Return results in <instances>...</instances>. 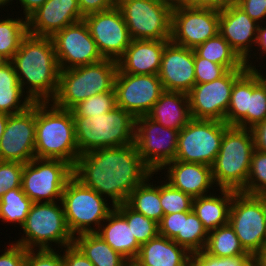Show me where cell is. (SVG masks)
<instances>
[{
  "mask_svg": "<svg viewBox=\"0 0 266 266\" xmlns=\"http://www.w3.org/2000/svg\"><path fill=\"white\" fill-rule=\"evenodd\" d=\"M3 250H0V266H24L27 253L24 247L9 242Z\"/></svg>",
  "mask_w": 266,
  "mask_h": 266,
  "instance_id": "obj_46",
  "label": "cell"
},
{
  "mask_svg": "<svg viewBox=\"0 0 266 266\" xmlns=\"http://www.w3.org/2000/svg\"><path fill=\"white\" fill-rule=\"evenodd\" d=\"M254 149L250 129L229 126L224 132L220 150L212 165L215 186L241 192L247 183Z\"/></svg>",
  "mask_w": 266,
  "mask_h": 266,
  "instance_id": "obj_6",
  "label": "cell"
},
{
  "mask_svg": "<svg viewBox=\"0 0 266 266\" xmlns=\"http://www.w3.org/2000/svg\"><path fill=\"white\" fill-rule=\"evenodd\" d=\"M117 71L118 62L110 59L60 70L57 93L51 102L59 108L71 110L91 96L114 91Z\"/></svg>",
  "mask_w": 266,
  "mask_h": 266,
  "instance_id": "obj_5",
  "label": "cell"
},
{
  "mask_svg": "<svg viewBox=\"0 0 266 266\" xmlns=\"http://www.w3.org/2000/svg\"><path fill=\"white\" fill-rule=\"evenodd\" d=\"M266 119V91L255 74L247 69L232 87L225 117L229 126L251 129Z\"/></svg>",
  "mask_w": 266,
  "mask_h": 266,
  "instance_id": "obj_14",
  "label": "cell"
},
{
  "mask_svg": "<svg viewBox=\"0 0 266 266\" xmlns=\"http://www.w3.org/2000/svg\"><path fill=\"white\" fill-rule=\"evenodd\" d=\"M254 257L251 254H240L234 257H215L205 250L191 253L190 266H248Z\"/></svg>",
  "mask_w": 266,
  "mask_h": 266,
  "instance_id": "obj_42",
  "label": "cell"
},
{
  "mask_svg": "<svg viewBox=\"0 0 266 266\" xmlns=\"http://www.w3.org/2000/svg\"><path fill=\"white\" fill-rule=\"evenodd\" d=\"M255 51H253V53H251V55L244 61L245 62V66L249 69L250 67L254 66L256 64V61L258 62V59L260 61V59L262 61H260L261 63L263 61H265L264 59H266V24L265 23H260L258 25V29H257V36H256V43H255ZM257 50V51H256ZM260 51V52H259ZM257 52V53H255ZM257 54V55H256ZM259 54V55H258ZM253 58H252V57ZM256 56V57H255ZM259 56V57H257ZM264 56V57H263ZM255 57V58H254ZM264 58V59H263ZM250 59H256L253 60L255 62H253ZM250 61V62H249ZM253 62V63H252Z\"/></svg>",
  "mask_w": 266,
  "mask_h": 266,
  "instance_id": "obj_49",
  "label": "cell"
},
{
  "mask_svg": "<svg viewBox=\"0 0 266 266\" xmlns=\"http://www.w3.org/2000/svg\"><path fill=\"white\" fill-rule=\"evenodd\" d=\"M64 266H94V264L74 245L61 249Z\"/></svg>",
  "mask_w": 266,
  "mask_h": 266,
  "instance_id": "obj_50",
  "label": "cell"
},
{
  "mask_svg": "<svg viewBox=\"0 0 266 266\" xmlns=\"http://www.w3.org/2000/svg\"><path fill=\"white\" fill-rule=\"evenodd\" d=\"M179 130L162 126L147 115L136 118L135 144L144 164L158 172L175 160Z\"/></svg>",
  "mask_w": 266,
  "mask_h": 266,
  "instance_id": "obj_15",
  "label": "cell"
},
{
  "mask_svg": "<svg viewBox=\"0 0 266 266\" xmlns=\"http://www.w3.org/2000/svg\"><path fill=\"white\" fill-rule=\"evenodd\" d=\"M255 150L266 153V119L259 122L251 129Z\"/></svg>",
  "mask_w": 266,
  "mask_h": 266,
  "instance_id": "obj_52",
  "label": "cell"
},
{
  "mask_svg": "<svg viewBox=\"0 0 266 266\" xmlns=\"http://www.w3.org/2000/svg\"><path fill=\"white\" fill-rule=\"evenodd\" d=\"M182 212L163 215L158 223L159 235L174 239L181 232Z\"/></svg>",
  "mask_w": 266,
  "mask_h": 266,
  "instance_id": "obj_48",
  "label": "cell"
},
{
  "mask_svg": "<svg viewBox=\"0 0 266 266\" xmlns=\"http://www.w3.org/2000/svg\"><path fill=\"white\" fill-rule=\"evenodd\" d=\"M236 0H188L186 3L199 8L223 10L235 4Z\"/></svg>",
  "mask_w": 266,
  "mask_h": 266,
  "instance_id": "obj_53",
  "label": "cell"
},
{
  "mask_svg": "<svg viewBox=\"0 0 266 266\" xmlns=\"http://www.w3.org/2000/svg\"><path fill=\"white\" fill-rule=\"evenodd\" d=\"M169 40H131L123 56L117 61L122 73L158 75L165 44Z\"/></svg>",
  "mask_w": 266,
  "mask_h": 266,
  "instance_id": "obj_25",
  "label": "cell"
},
{
  "mask_svg": "<svg viewBox=\"0 0 266 266\" xmlns=\"http://www.w3.org/2000/svg\"><path fill=\"white\" fill-rule=\"evenodd\" d=\"M131 40H170L173 0H118Z\"/></svg>",
  "mask_w": 266,
  "mask_h": 266,
  "instance_id": "obj_9",
  "label": "cell"
},
{
  "mask_svg": "<svg viewBox=\"0 0 266 266\" xmlns=\"http://www.w3.org/2000/svg\"><path fill=\"white\" fill-rule=\"evenodd\" d=\"M258 25L236 4L220 10L219 33L243 61L255 49Z\"/></svg>",
  "mask_w": 266,
  "mask_h": 266,
  "instance_id": "obj_24",
  "label": "cell"
},
{
  "mask_svg": "<svg viewBox=\"0 0 266 266\" xmlns=\"http://www.w3.org/2000/svg\"><path fill=\"white\" fill-rule=\"evenodd\" d=\"M259 266H266V246L254 257Z\"/></svg>",
  "mask_w": 266,
  "mask_h": 266,
  "instance_id": "obj_56",
  "label": "cell"
},
{
  "mask_svg": "<svg viewBox=\"0 0 266 266\" xmlns=\"http://www.w3.org/2000/svg\"><path fill=\"white\" fill-rule=\"evenodd\" d=\"M95 233L130 263L137 258L141 245L137 242L126 219L115 208Z\"/></svg>",
  "mask_w": 266,
  "mask_h": 266,
  "instance_id": "obj_27",
  "label": "cell"
},
{
  "mask_svg": "<svg viewBox=\"0 0 266 266\" xmlns=\"http://www.w3.org/2000/svg\"><path fill=\"white\" fill-rule=\"evenodd\" d=\"M158 172L164 173V177ZM158 172L157 174L162 179H166L165 181L171 186L192 198L208 195L213 193L214 189H218L215 188L213 181L212 166L205 164L173 160L165 164Z\"/></svg>",
  "mask_w": 266,
  "mask_h": 266,
  "instance_id": "obj_23",
  "label": "cell"
},
{
  "mask_svg": "<svg viewBox=\"0 0 266 266\" xmlns=\"http://www.w3.org/2000/svg\"><path fill=\"white\" fill-rule=\"evenodd\" d=\"M154 175L157 173L152 172L131 192L126 204L134 211L159 223L164 212L160 204V181H155V184L151 181L155 180Z\"/></svg>",
  "mask_w": 266,
  "mask_h": 266,
  "instance_id": "obj_32",
  "label": "cell"
},
{
  "mask_svg": "<svg viewBox=\"0 0 266 266\" xmlns=\"http://www.w3.org/2000/svg\"><path fill=\"white\" fill-rule=\"evenodd\" d=\"M228 223L244 250L255 257L266 246L265 194L236 192L231 201Z\"/></svg>",
  "mask_w": 266,
  "mask_h": 266,
  "instance_id": "obj_11",
  "label": "cell"
},
{
  "mask_svg": "<svg viewBox=\"0 0 266 266\" xmlns=\"http://www.w3.org/2000/svg\"><path fill=\"white\" fill-rule=\"evenodd\" d=\"M116 104L135 118L146 116L164 91L158 75L122 73L115 78Z\"/></svg>",
  "mask_w": 266,
  "mask_h": 266,
  "instance_id": "obj_19",
  "label": "cell"
},
{
  "mask_svg": "<svg viewBox=\"0 0 266 266\" xmlns=\"http://www.w3.org/2000/svg\"><path fill=\"white\" fill-rule=\"evenodd\" d=\"M10 62L23 92L32 102H51L54 99L60 67L51 37L27 34Z\"/></svg>",
  "mask_w": 266,
  "mask_h": 266,
  "instance_id": "obj_2",
  "label": "cell"
},
{
  "mask_svg": "<svg viewBox=\"0 0 266 266\" xmlns=\"http://www.w3.org/2000/svg\"><path fill=\"white\" fill-rule=\"evenodd\" d=\"M20 229L23 230L21 238L13 242L26 250L62 249L74 240L61 201L32 203Z\"/></svg>",
  "mask_w": 266,
  "mask_h": 266,
  "instance_id": "obj_7",
  "label": "cell"
},
{
  "mask_svg": "<svg viewBox=\"0 0 266 266\" xmlns=\"http://www.w3.org/2000/svg\"><path fill=\"white\" fill-rule=\"evenodd\" d=\"M24 266H64L63 254L61 249L27 250Z\"/></svg>",
  "mask_w": 266,
  "mask_h": 266,
  "instance_id": "obj_45",
  "label": "cell"
},
{
  "mask_svg": "<svg viewBox=\"0 0 266 266\" xmlns=\"http://www.w3.org/2000/svg\"><path fill=\"white\" fill-rule=\"evenodd\" d=\"M201 58L225 66L228 70H247L245 62L218 33L194 49Z\"/></svg>",
  "mask_w": 266,
  "mask_h": 266,
  "instance_id": "obj_33",
  "label": "cell"
},
{
  "mask_svg": "<svg viewBox=\"0 0 266 266\" xmlns=\"http://www.w3.org/2000/svg\"><path fill=\"white\" fill-rule=\"evenodd\" d=\"M235 4L258 24L266 23V0H236Z\"/></svg>",
  "mask_w": 266,
  "mask_h": 266,
  "instance_id": "obj_47",
  "label": "cell"
},
{
  "mask_svg": "<svg viewBox=\"0 0 266 266\" xmlns=\"http://www.w3.org/2000/svg\"><path fill=\"white\" fill-rule=\"evenodd\" d=\"M61 202L73 236L96 232L114 209L107 198L85 186L74 175L66 183Z\"/></svg>",
  "mask_w": 266,
  "mask_h": 266,
  "instance_id": "obj_8",
  "label": "cell"
},
{
  "mask_svg": "<svg viewBox=\"0 0 266 266\" xmlns=\"http://www.w3.org/2000/svg\"><path fill=\"white\" fill-rule=\"evenodd\" d=\"M32 203L22 188L8 190L0 199V221L21 227Z\"/></svg>",
  "mask_w": 266,
  "mask_h": 266,
  "instance_id": "obj_35",
  "label": "cell"
},
{
  "mask_svg": "<svg viewBox=\"0 0 266 266\" xmlns=\"http://www.w3.org/2000/svg\"><path fill=\"white\" fill-rule=\"evenodd\" d=\"M118 0H78L81 15H87L108 10L117 5Z\"/></svg>",
  "mask_w": 266,
  "mask_h": 266,
  "instance_id": "obj_51",
  "label": "cell"
},
{
  "mask_svg": "<svg viewBox=\"0 0 266 266\" xmlns=\"http://www.w3.org/2000/svg\"><path fill=\"white\" fill-rule=\"evenodd\" d=\"M133 266H190L191 253L172 239L158 235L140 247Z\"/></svg>",
  "mask_w": 266,
  "mask_h": 266,
  "instance_id": "obj_26",
  "label": "cell"
},
{
  "mask_svg": "<svg viewBox=\"0 0 266 266\" xmlns=\"http://www.w3.org/2000/svg\"><path fill=\"white\" fill-rule=\"evenodd\" d=\"M241 192L249 195L266 194V153L254 149L247 183Z\"/></svg>",
  "mask_w": 266,
  "mask_h": 266,
  "instance_id": "obj_41",
  "label": "cell"
},
{
  "mask_svg": "<svg viewBox=\"0 0 266 266\" xmlns=\"http://www.w3.org/2000/svg\"><path fill=\"white\" fill-rule=\"evenodd\" d=\"M51 39L60 70L85 66L104 59L84 20L68 25Z\"/></svg>",
  "mask_w": 266,
  "mask_h": 266,
  "instance_id": "obj_18",
  "label": "cell"
},
{
  "mask_svg": "<svg viewBox=\"0 0 266 266\" xmlns=\"http://www.w3.org/2000/svg\"><path fill=\"white\" fill-rule=\"evenodd\" d=\"M207 240L208 233L193 210L182 212L181 232L173 241L185 247L190 253H194L204 250Z\"/></svg>",
  "mask_w": 266,
  "mask_h": 266,
  "instance_id": "obj_37",
  "label": "cell"
},
{
  "mask_svg": "<svg viewBox=\"0 0 266 266\" xmlns=\"http://www.w3.org/2000/svg\"><path fill=\"white\" fill-rule=\"evenodd\" d=\"M0 19V54L10 61L19 49L22 39L28 34L27 19L20 15Z\"/></svg>",
  "mask_w": 266,
  "mask_h": 266,
  "instance_id": "obj_36",
  "label": "cell"
},
{
  "mask_svg": "<svg viewBox=\"0 0 266 266\" xmlns=\"http://www.w3.org/2000/svg\"><path fill=\"white\" fill-rule=\"evenodd\" d=\"M196 84L212 82L224 76L229 70L220 64L199 57L194 52Z\"/></svg>",
  "mask_w": 266,
  "mask_h": 266,
  "instance_id": "obj_44",
  "label": "cell"
},
{
  "mask_svg": "<svg viewBox=\"0 0 266 266\" xmlns=\"http://www.w3.org/2000/svg\"><path fill=\"white\" fill-rule=\"evenodd\" d=\"M35 157L61 159L73 167L80 156L71 110L36 102Z\"/></svg>",
  "mask_w": 266,
  "mask_h": 266,
  "instance_id": "obj_3",
  "label": "cell"
},
{
  "mask_svg": "<svg viewBox=\"0 0 266 266\" xmlns=\"http://www.w3.org/2000/svg\"><path fill=\"white\" fill-rule=\"evenodd\" d=\"M24 163L0 161V199L8 191L21 188Z\"/></svg>",
  "mask_w": 266,
  "mask_h": 266,
  "instance_id": "obj_43",
  "label": "cell"
},
{
  "mask_svg": "<svg viewBox=\"0 0 266 266\" xmlns=\"http://www.w3.org/2000/svg\"><path fill=\"white\" fill-rule=\"evenodd\" d=\"M81 20L78 0H47L27 18V31L33 36L52 37Z\"/></svg>",
  "mask_w": 266,
  "mask_h": 266,
  "instance_id": "obj_22",
  "label": "cell"
},
{
  "mask_svg": "<svg viewBox=\"0 0 266 266\" xmlns=\"http://www.w3.org/2000/svg\"><path fill=\"white\" fill-rule=\"evenodd\" d=\"M33 102L23 92L10 61L0 67V112L8 115L26 110Z\"/></svg>",
  "mask_w": 266,
  "mask_h": 266,
  "instance_id": "obj_30",
  "label": "cell"
},
{
  "mask_svg": "<svg viewBox=\"0 0 266 266\" xmlns=\"http://www.w3.org/2000/svg\"><path fill=\"white\" fill-rule=\"evenodd\" d=\"M246 70H229L212 82L195 84L187 93L193 119L225 122L234 82Z\"/></svg>",
  "mask_w": 266,
  "mask_h": 266,
  "instance_id": "obj_16",
  "label": "cell"
},
{
  "mask_svg": "<svg viewBox=\"0 0 266 266\" xmlns=\"http://www.w3.org/2000/svg\"><path fill=\"white\" fill-rule=\"evenodd\" d=\"M7 62L8 60L2 54H0V67H2Z\"/></svg>",
  "mask_w": 266,
  "mask_h": 266,
  "instance_id": "obj_59",
  "label": "cell"
},
{
  "mask_svg": "<svg viewBox=\"0 0 266 266\" xmlns=\"http://www.w3.org/2000/svg\"><path fill=\"white\" fill-rule=\"evenodd\" d=\"M147 116L164 127L180 131L192 119L188 94L164 90Z\"/></svg>",
  "mask_w": 266,
  "mask_h": 266,
  "instance_id": "obj_28",
  "label": "cell"
},
{
  "mask_svg": "<svg viewBox=\"0 0 266 266\" xmlns=\"http://www.w3.org/2000/svg\"><path fill=\"white\" fill-rule=\"evenodd\" d=\"M216 191H219V194ZM236 192L230 189L218 188L215 190V194L210 193L193 198L192 210L202 222L207 233L228 224L229 209Z\"/></svg>",
  "mask_w": 266,
  "mask_h": 266,
  "instance_id": "obj_29",
  "label": "cell"
},
{
  "mask_svg": "<svg viewBox=\"0 0 266 266\" xmlns=\"http://www.w3.org/2000/svg\"><path fill=\"white\" fill-rule=\"evenodd\" d=\"M16 4L21 5V10L23 9V17L28 18L32 13H34L38 8H40L47 0H15ZM14 2V0H13Z\"/></svg>",
  "mask_w": 266,
  "mask_h": 266,
  "instance_id": "obj_54",
  "label": "cell"
},
{
  "mask_svg": "<svg viewBox=\"0 0 266 266\" xmlns=\"http://www.w3.org/2000/svg\"><path fill=\"white\" fill-rule=\"evenodd\" d=\"M193 198L160 179V204L164 215L192 210Z\"/></svg>",
  "mask_w": 266,
  "mask_h": 266,
  "instance_id": "obj_39",
  "label": "cell"
},
{
  "mask_svg": "<svg viewBox=\"0 0 266 266\" xmlns=\"http://www.w3.org/2000/svg\"><path fill=\"white\" fill-rule=\"evenodd\" d=\"M248 266H259V265L255 260H253Z\"/></svg>",
  "mask_w": 266,
  "mask_h": 266,
  "instance_id": "obj_61",
  "label": "cell"
},
{
  "mask_svg": "<svg viewBox=\"0 0 266 266\" xmlns=\"http://www.w3.org/2000/svg\"><path fill=\"white\" fill-rule=\"evenodd\" d=\"M204 250L215 257H234L240 254H250L241 246L239 238L229 223L208 233V240Z\"/></svg>",
  "mask_w": 266,
  "mask_h": 266,
  "instance_id": "obj_34",
  "label": "cell"
},
{
  "mask_svg": "<svg viewBox=\"0 0 266 266\" xmlns=\"http://www.w3.org/2000/svg\"><path fill=\"white\" fill-rule=\"evenodd\" d=\"M36 102L23 112L8 115L0 141V161L26 164L35 158Z\"/></svg>",
  "mask_w": 266,
  "mask_h": 266,
  "instance_id": "obj_20",
  "label": "cell"
},
{
  "mask_svg": "<svg viewBox=\"0 0 266 266\" xmlns=\"http://www.w3.org/2000/svg\"><path fill=\"white\" fill-rule=\"evenodd\" d=\"M13 2V0H0V8H1V10H0V12L2 11V8H3V10L4 9H6L9 5H11L12 6V3ZM6 7V8H5Z\"/></svg>",
  "mask_w": 266,
  "mask_h": 266,
  "instance_id": "obj_58",
  "label": "cell"
},
{
  "mask_svg": "<svg viewBox=\"0 0 266 266\" xmlns=\"http://www.w3.org/2000/svg\"><path fill=\"white\" fill-rule=\"evenodd\" d=\"M263 63H260L259 62V65L258 66H256V65H254V66H252V67H250L249 69L255 74V76L257 77V79H258V81H259V83L261 84V86L265 89V91H266V72H264V70H266V62H265V64H263ZM262 65V66H261ZM256 67H260L259 69L257 68L256 69ZM265 67V68H264ZM264 69V70H261V69ZM262 71V72H261ZM264 73V74H263Z\"/></svg>",
  "mask_w": 266,
  "mask_h": 266,
  "instance_id": "obj_55",
  "label": "cell"
},
{
  "mask_svg": "<svg viewBox=\"0 0 266 266\" xmlns=\"http://www.w3.org/2000/svg\"><path fill=\"white\" fill-rule=\"evenodd\" d=\"M116 104L115 91L97 94L79 102L71 109L72 116L92 117L107 113L114 109Z\"/></svg>",
  "mask_w": 266,
  "mask_h": 266,
  "instance_id": "obj_40",
  "label": "cell"
},
{
  "mask_svg": "<svg viewBox=\"0 0 266 266\" xmlns=\"http://www.w3.org/2000/svg\"><path fill=\"white\" fill-rule=\"evenodd\" d=\"M73 166L61 159L34 158L24 164L21 188L33 203L61 201Z\"/></svg>",
  "mask_w": 266,
  "mask_h": 266,
  "instance_id": "obj_10",
  "label": "cell"
},
{
  "mask_svg": "<svg viewBox=\"0 0 266 266\" xmlns=\"http://www.w3.org/2000/svg\"><path fill=\"white\" fill-rule=\"evenodd\" d=\"M151 173L135 143L83 153L73 167L78 180L107 197L114 206L126 203L131 192Z\"/></svg>",
  "mask_w": 266,
  "mask_h": 266,
  "instance_id": "obj_1",
  "label": "cell"
},
{
  "mask_svg": "<svg viewBox=\"0 0 266 266\" xmlns=\"http://www.w3.org/2000/svg\"><path fill=\"white\" fill-rule=\"evenodd\" d=\"M158 77L164 90L188 93L196 84L194 50L169 40L163 50Z\"/></svg>",
  "mask_w": 266,
  "mask_h": 266,
  "instance_id": "obj_21",
  "label": "cell"
},
{
  "mask_svg": "<svg viewBox=\"0 0 266 266\" xmlns=\"http://www.w3.org/2000/svg\"><path fill=\"white\" fill-rule=\"evenodd\" d=\"M126 219L131 231L140 245L159 235L158 223L131 209L126 203L114 206Z\"/></svg>",
  "mask_w": 266,
  "mask_h": 266,
  "instance_id": "obj_38",
  "label": "cell"
},
{
  "mask_svg": "<svg viewBox=\"0 0 266 266\" xmlns=\"http://www.w3.org/2000/svg\"><path fill=\"white\" fill-rule=\"evenodd\" d=\"M7 120H8V114L0 112V141L3 136Z\"/></svg>",
  "mask_w": 266,
  "mask_h": 266,
  "instance_id": "obj_57",
  "label": "cell"
},
{
  "mask_svg": "<svg viewBox=\"0 0 266 266\" xmlns=\"http://www.w3.org/2000/svg\"><path fill=\"white\" fill-rule=\"evenodd\" d=\"M219 19V10L174 3L170 40L194 50L219 33Z\"/></svg>",
  "mask_w": 266,
  "mask_h": 266,
  "instance_id": "obj_13",
  "label": "cell"
},
{
  "mask_svg": "<svg viewBox=\"0 0 266 266\" xmlns=\"http://www.w3.org/2000/svg\"><path fill=\"white\" fill-rule=\"evenodd\" d=\"M228 127L226 122L192 118L179 131L175 160L212 166Z\"/></svg>",
  "mask_w": 266,
  "mask_h": 266,
  "instance_id": "obj_12",
  "label": "cell"
},
{
  "mask_svg": "<svg viewBox=\"0 0 266 266\" xmlns=\"http://www.w3.org/2000/svg\"><path fill=\"white\" fill-rule=\"evenodd\" d=\"M83 20L102 57L118 61L131 42L120 8L116 5L108 10L87 15Z\"/></svg>",
  "mask_w": 266,
  "mask_h": 266,
  "instance_id": "obj_17",
  "label": "cell"
},
{
  "mask_svg": "<svg viewBox=\"0 0 266 266\" xmlns=\"http://www.w3.org/2000/svg\"><path fill=\"white\" fill-rule=\"evenodd\" d=\"M188 0H173L174 3H186Z\"/></svg>",
  "mask_w": 266,
  "mask_h": 266,
  "instance_id": "obj_60",
  "label": "cell"
},
{
  "mask_svg": "<svg viewBox=\"0 0 266 266\" xmlns=\"http://www.w3.org/2000/svg\"><path fill=\"white\" fill-rule=\"evenodd\" d=\"M79 154L135 143L136 118L121 107L92 117L73 116Z\"/></svg>",
  "mask_w": 266,
  "mask_h": 266,
  "instance_id": "obj_4",
  "label": "cell"
},
{
  "mask_svg": "<svg viewBox=\"0 0 266 266\" xmlns=\"http://www.w3.org/2000/svg\"><path fill=\"white\" fill-rule=\"evenodd\" d=\"M73 244L94 266H130L131 264L95 232L74 236Z\"/></svg>",
  "mask_w": 266,
  "mask_h": 266,
  "instance_id": "obj_31",
  "label": "cell"
}]
</instances>
